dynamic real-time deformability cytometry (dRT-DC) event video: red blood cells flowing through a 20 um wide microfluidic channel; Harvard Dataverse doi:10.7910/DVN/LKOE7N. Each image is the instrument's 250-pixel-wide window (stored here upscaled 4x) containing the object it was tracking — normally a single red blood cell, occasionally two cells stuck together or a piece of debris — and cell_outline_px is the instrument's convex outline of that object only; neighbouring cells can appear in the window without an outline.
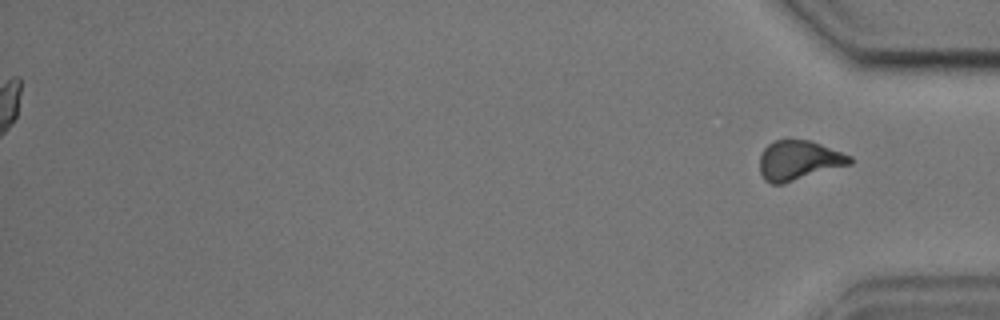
{"species": "common noctule bat (a hibernating species)", "species_latin": "Nyctalus noctula", "temperature_condition": "cold", "stored_images_in_passage": 48, "segment_of_instrument_passage": [2, 2], "camera_frame_rate_fps": 3000, "um_per_image_px": 0.085, "animal": {"sex": "male", "body_mass_g": 17.9, "forearm_length_mm": 54.2}, "frame": {"image": 1, "passage_image": 48, "time_ms": 15.667, "image_size_px": [1000, 320], "cell_outline_px": [[852, 164], [784, 184], [772, 184], [764, 180], [760, 172], [760, 156], [764, 148], [768, 144], [776, 140], [788, 136], [808, 140], [820, 144], [852, 156]], "centroid_in_image_um": [67.88, 13.61], "position_along_channel_um": 367.3, "area_um2": 21.33}}